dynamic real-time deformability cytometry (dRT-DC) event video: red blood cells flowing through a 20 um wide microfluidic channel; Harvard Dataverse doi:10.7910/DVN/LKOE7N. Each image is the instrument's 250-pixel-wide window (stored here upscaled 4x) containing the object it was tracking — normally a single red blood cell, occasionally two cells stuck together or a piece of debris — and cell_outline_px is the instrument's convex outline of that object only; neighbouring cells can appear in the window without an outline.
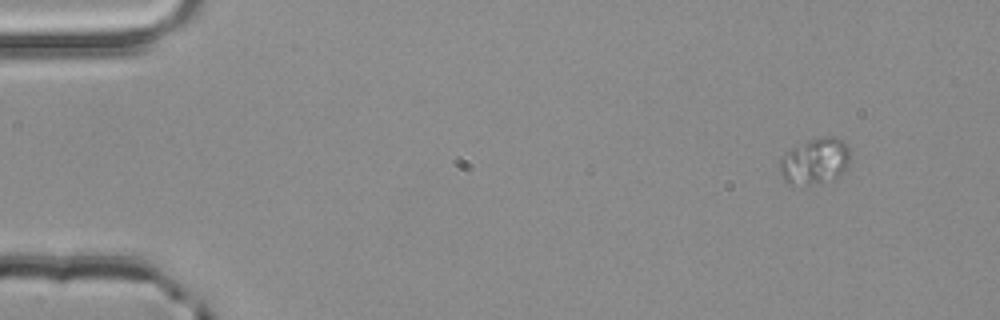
{"species": "common noctule bat (a hibernating species)", "species_latin": "Nyctalus noctula", "temperature_condition": "room temperature", "stored_images_in_passage": 3, "camera_frame_rate_fps": 3000, "um_per_image_px": 0.085, "animal": {"sex": "male", "body_mass_g": 20.4}, "frame": {"image": 1, "passage_image": 1, "time_ms": 0.0, "image_size_px": [1000, 320], "cell_outline_px": [[848, 164], [844, 172], [836, 176], [808, 184], [792, 184], [784, 180], [780, 172], [780, 160], [792, 148], [808, 140], [824, 136], [832, 136], [840, 140], [848, 148]], "centroid_in_image_um": [69.25, 13.67], "position_along_channel_um": 15.8, "area_um2": 18.09}}